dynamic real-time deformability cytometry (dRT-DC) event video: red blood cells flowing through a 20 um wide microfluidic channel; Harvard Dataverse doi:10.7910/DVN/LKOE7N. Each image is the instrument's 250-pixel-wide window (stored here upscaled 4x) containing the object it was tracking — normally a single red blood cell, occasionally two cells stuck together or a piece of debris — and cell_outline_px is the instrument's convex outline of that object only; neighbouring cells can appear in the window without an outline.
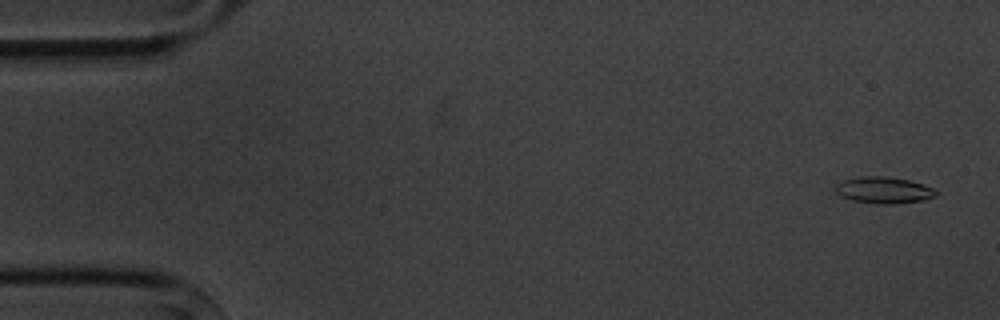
{"species": "common noctule bat (a hibernating species)", "species_latin": "Nyctalus noctula", "temperature_condition": "cold", "stored_images_in_passage": 5, "segment_of_instrument_passage": [2, 2], "camera_frame_rate_fps": 3000, "um_per_image_px": 0.085, "animal": {"sex": "male", "body_mass_g": 20.1, "forearm_length_mm": 53.5}, "frame": {"image": 1, "passage_image": 5, "time_ms": 4.667, "image_size_px": [1000, 320], "cell_outline_px": [[940, 192], [936, 196], [924, 200], [892, 204], [876, 204], [852, 200], [840, 196], [832, 188], [836, 184], [844, 180], [860, 176], [884, 176], [908, 180], [924, 184]], "centroid_in_image_um": [75.11, 16.16], "position_along_channel_um": 9.9, "area_um2": 15.72}}